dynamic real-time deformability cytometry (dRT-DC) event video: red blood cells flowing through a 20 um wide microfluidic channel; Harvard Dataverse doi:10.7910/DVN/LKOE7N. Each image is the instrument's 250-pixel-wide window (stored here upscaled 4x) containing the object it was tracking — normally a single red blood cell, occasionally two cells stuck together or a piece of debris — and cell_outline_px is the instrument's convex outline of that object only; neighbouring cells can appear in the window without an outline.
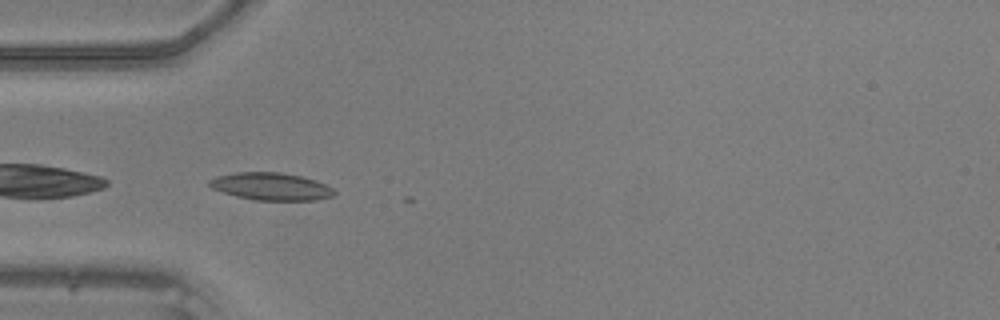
{"species": "common noctule bat (a hibernating species)", "species_latin": "Nyctalus noctula", "temperature_condition": "warm", "stored_images_in_passage": 2, "camera_frame_rate_fps": 3000, "um_per_image_px": 0.085, "animal": {"sex": "male", "body_mass_g": 20.5, "forearm_length_mm": 52.5}, "frame": {"image": 1, "passage_image": 1, "time_ms": 0.0, "image_size_px": [1000, 320], "cell_outline_px": [[336, 192], [332, 196], [316, 200], [256, 200], [236, 196], [212, 188], [208, 184], [208, 180], [216, 176], [236, 172], [280, 172], [300, 176], [316, 180], [332, 188]], "centroid_in_image_um": [23.02, 15.84], "position_along_channel_um": 62.0, "area_um2": 19.88}}